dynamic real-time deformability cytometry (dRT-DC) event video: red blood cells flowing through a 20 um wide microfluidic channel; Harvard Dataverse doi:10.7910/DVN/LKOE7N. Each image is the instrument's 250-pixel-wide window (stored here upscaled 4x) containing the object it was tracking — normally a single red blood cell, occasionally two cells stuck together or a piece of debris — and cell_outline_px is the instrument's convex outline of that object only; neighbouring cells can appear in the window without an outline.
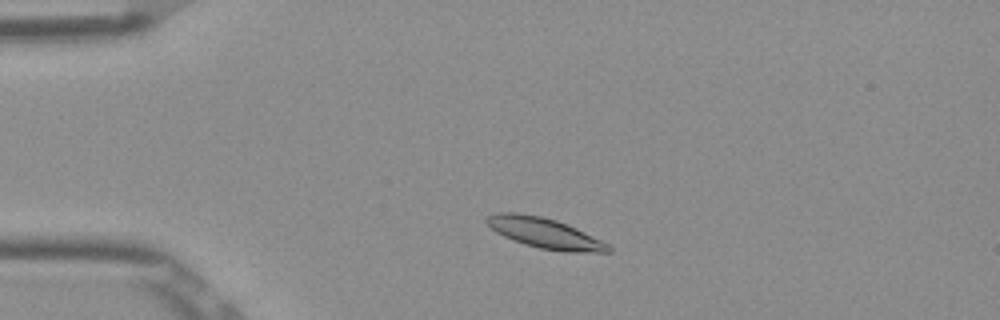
{"species": "Egyptian fruit bat (a non-hibernating species)", "species_latin": "Rousettus aegyptiacus", "temperature_condition": "room temperature", "stored_images_in_passage": 48, "camera_frame_rate_fps": 3000, "um_per_image_px": 0.085, "frame": {"image": 1, "passage_image": 7, "time_ms": 2.0, "image_size_px": [1000, 320], "cell_outline_px": [[612, 252], [568, 252], [540, 248], [524, 244], [512, 240], [496, 232], [484, 220], [488, 216], [496, 212], [516, 212], [540, 216], [556, 220], [576, 228], [608, 244], [612, 248]], "centroid_in_image_um": [46.29, 19.81], "position_along_channel_um": 38.7, "area_um2": 21.33}}
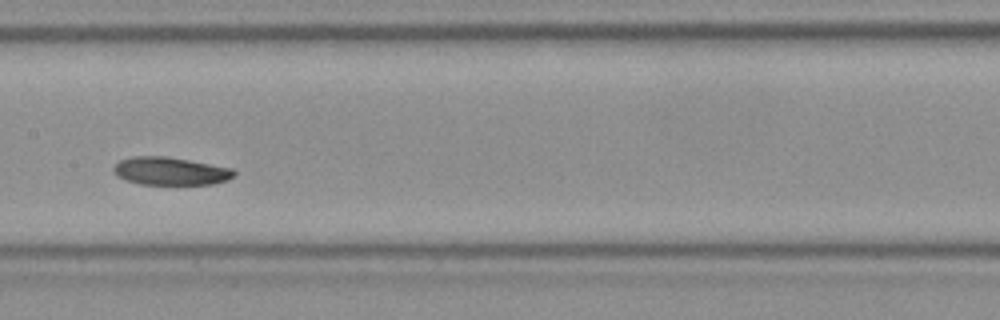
{"frame": {"image": 2, "passage_image": 22, "time_ms": 7.0, "image_size_px": [1000, 320], "cell_outline_px": [[236, 176], [228, 180], [212, 184], [140, 184], [124, 180], [116, 176], [112, 172], [112, 168], [120, 160], [132, 156], [168, 156], [232, 168], [236, 172]], "centroid_in_image_um": [14.47, 14.54], "position_along_channel_um": 192.9, "area_um2": 19.83}}
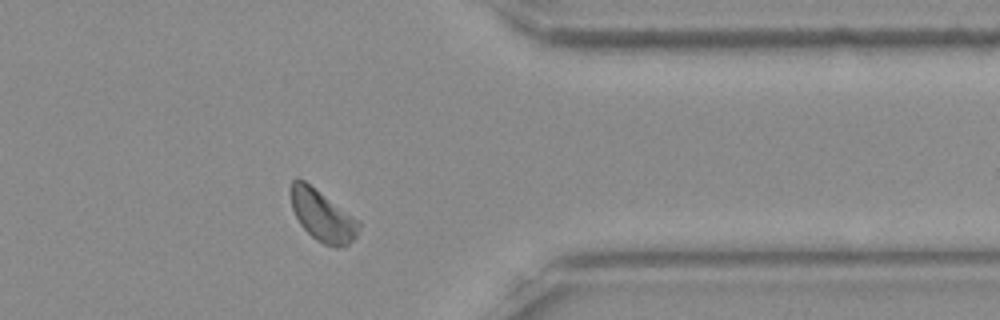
{"frame": {"image": 3, "passage_image": 38, "time_ms": 12.333, "image_size_px": [1000, 320], "cell_outline_px": [[360, 228], [356, 236], [348, 244], [336, 248], [324, 244], [316, 240], [300, 224], [292, 208], [288, 192], [288, 188], [292, 180], [304, 180], [360, 220]], "centroid_in_image_um": [27.39, 18.31], "position_along_channel_um": 384.0, "area_um2": 20.46}, "authors_computed_cell_mechanics": {"area_um2": 20.2878, "velocity_mm_per_s": 3.8108, "shape_relaxation_time_tau1_ms": 2.5995, "shape_relaxation_time_tau2_ms": 6.7156, "deformation_change_tau1": 0.0705, "deformation_change_tau2": 0.0924}}